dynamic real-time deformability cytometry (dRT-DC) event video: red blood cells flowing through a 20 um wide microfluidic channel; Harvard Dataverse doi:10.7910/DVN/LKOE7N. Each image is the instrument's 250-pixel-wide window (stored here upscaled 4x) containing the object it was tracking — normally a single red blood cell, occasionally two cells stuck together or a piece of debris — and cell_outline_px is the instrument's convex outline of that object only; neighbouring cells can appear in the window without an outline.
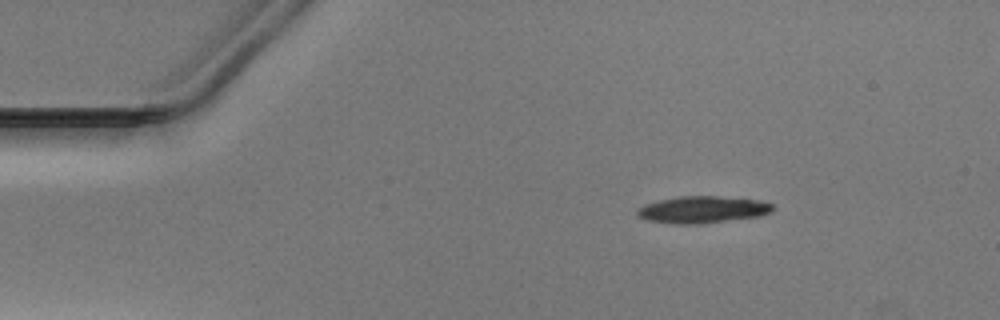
{"species": "Egyptian fruit bat (a non-hibernating species)", "species_latin": "Rousettus aegyptiacus", "temperature_condition": "warm", "stored_images_in_passage": 44, "camera_frame_rate_fps": 3000, "um_per_image_px": 0.085, "animal": {"sex": "male"}, "frame": {"image": 1, "passage_image": 1, "time_ms": 0.0, "image_size_px": [1000, 320], "cell_outline_px": [[776, 208], [772, 212], [760, 216], [704, 224], [672, 224], [648, 220], [640, 216], [636, 212], [636, 208], [644, 204], [660, 200], [680, 196], [716, 196], [760, 200], [772, 204]], "centroid_in_image_um": [59.74, 17.82], "position_along_channel_um": 25.3, "area_um2": 21.44}}
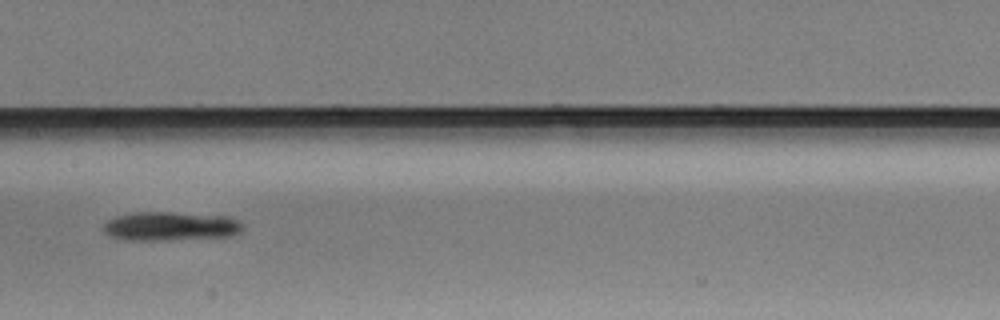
{"frame": {"image": 2, "passage_image": 19, "time_ms": 6.0, "image_size_px": [1000, 320], "cell_outline_px": [[244, 228], [240, 232], [228, 236], [152, 240], [124, 240], [112, 236], [104, 232], [104, 224], [108, 220], [116, 216], [136, 212], [168, 212], [228, 216], [240, 220], [244, 224]], "centroid_in_image_um": [14.52, 19.21], "position_along_channel_um": 192.9, "area_um2": 23.29}}
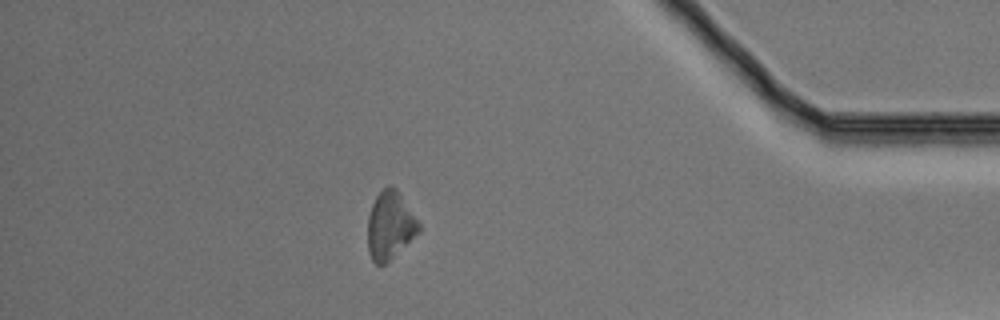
{"frame": {"image": 3, "passage_image": 38, "time_ms": 12.333, "image_size_px": [1000, 320], "cell_outline_px": [[420, 232], [384, 264], [376, 264], [372, 260], [368, 252], [368, 216], [372, 204], [376, 196], [384, 188], [396, 188], [420, 224]], "centroid_in_image_um": [33.14, 19.18], "position_along_channel_um": 402.1, "area_um2": 19.77}}